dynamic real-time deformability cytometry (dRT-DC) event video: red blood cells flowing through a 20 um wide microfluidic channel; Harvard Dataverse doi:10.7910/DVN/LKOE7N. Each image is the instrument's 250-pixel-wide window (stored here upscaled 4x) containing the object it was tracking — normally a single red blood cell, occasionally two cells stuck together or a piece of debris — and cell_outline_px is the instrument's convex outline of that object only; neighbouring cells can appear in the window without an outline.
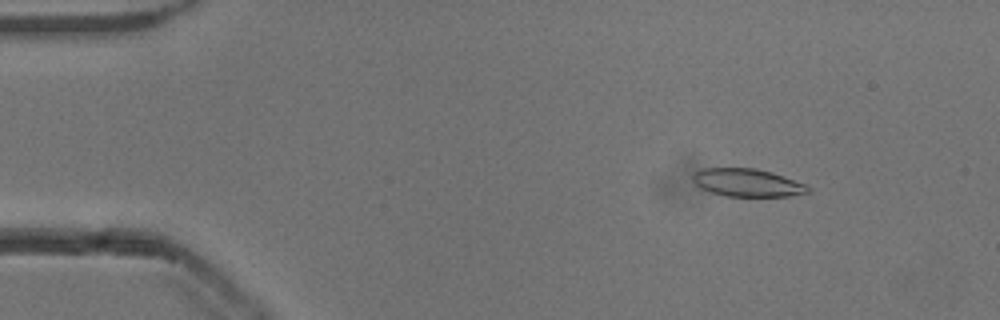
{"species": "common noctule bat (a hibernating species)", "species_latin": "Nyctalus noctula", "temperature_condition": "cold", "stored_images_in_passage": 53, "camera_frame_rate_fps": 3000, "um_per_image_px": 0.085, "animal": {"sex": "male", "body_mass_g": 13.3}, "frame": {"image": 1, "passage_image": 7, "time_ms": 2.0, "image_size_px": [1000, 320], "cell_outline_px": [[812, 192], [792, 196], [724, 196], [700, 188], [692, 180], [692, 176], [696, 172], [704, 168], [756, 168], [772, 172], [808, 184], [812, 188]], "centroid_in_image_um": [63.6, 15.53], "position_along_channel_um": 21.4, "area_um2": 18.96}}
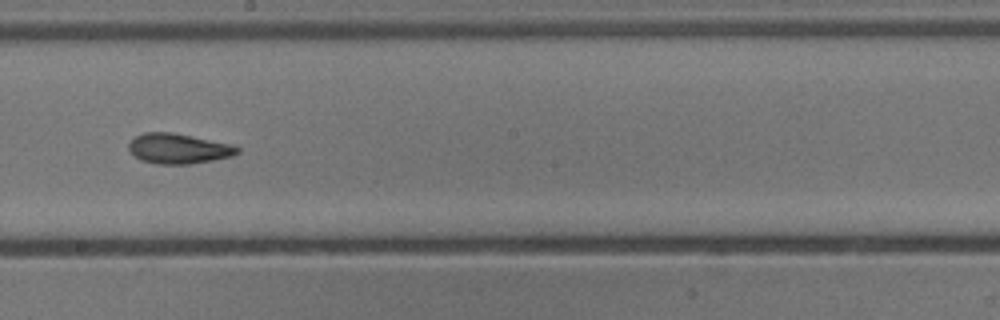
{"frame": {"image": 2, "passage_image": 30, "time_ms": 9.667, "image_size_px": [1000, 320], "cell_outline_px": [[240, 152], [232, 156], [212, 160], [188, 164], [160, 164], [140, 160], [128, 148], [128, 144], [136, 136], [144, 132], [172, 132], [232, 144], [240, 148]], "centroid_in_image_um": [15.19, 12.62], "position_along_channel_um": 233.0, "area_um2": 18.96}}
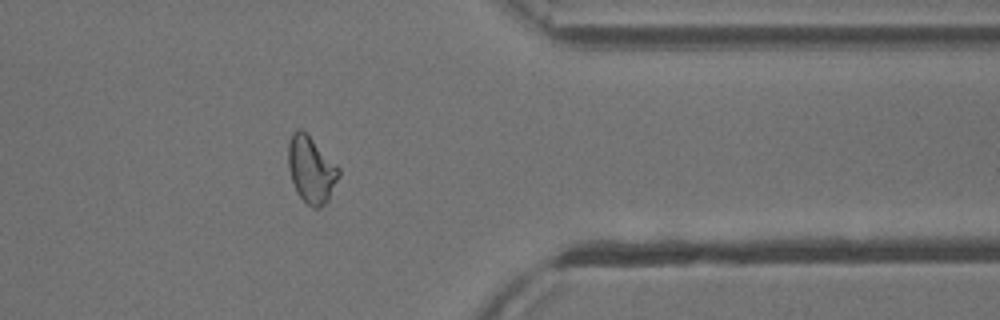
{"frame": {"image": 3, "passage_image": 43, "time_ms": 14.0, "image_size_px": [1000, 320], "cell_outline_px": [[340, 176], [328, 200], [320, 208], [312, 208], [296, 192], [288, 168], [288, 144], [292, 132], [296, 128], [300, 128], [340, 168]], "centroid_in_image_um": [26.44, 14.43], "position_along_channel_um": 385.0, "area_um2": 19.42}, "authors_computed_cell_mechanics": {"area_um2": 19.2474, "velocity_mm_per_s": 3.8571, "shape_relaxation_time_tau1_ms": 5.108, "shape_relaxation_time_tau2_ms": 2.3892, "deformation_change_tau1": 0.1704, "deformation_change_tau2": 0.1003}}